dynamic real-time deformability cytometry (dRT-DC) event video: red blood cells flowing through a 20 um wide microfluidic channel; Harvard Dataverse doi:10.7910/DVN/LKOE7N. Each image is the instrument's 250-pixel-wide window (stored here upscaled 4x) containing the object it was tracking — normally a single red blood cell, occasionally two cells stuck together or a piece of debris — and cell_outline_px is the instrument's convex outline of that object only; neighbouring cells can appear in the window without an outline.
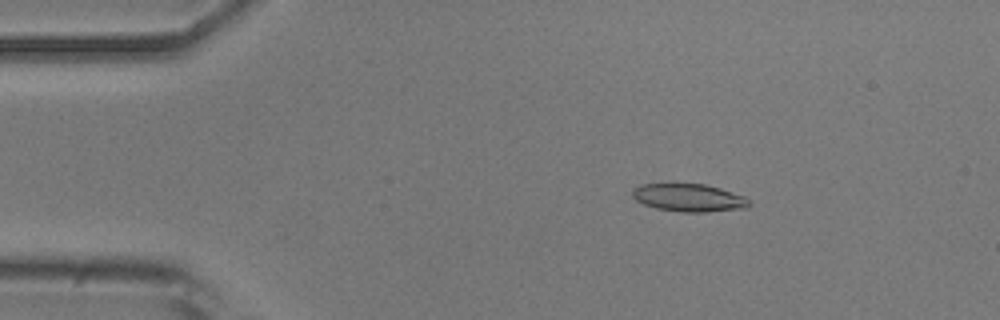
{"species": "common noctule bat (a hibernating species)", "species_latin": "Nyctalus noctula", "temperature_condition": "room temperature", "stored_images_in_passage": 46, "camera_frame_rate_fps": 3000, "um_per_image_px": 0.085, "animal": {"sex": "male", "body_mass_g": 20.5, "forearm_length_mm": 52.5}, "frame": {"image": 1, "passage_image": 2, "time_ms": 0.333, "image_size_px": [1000, 320], "cell_outline_px": [[752, 204], [748, 208], [708, 212], [684, 212], [656, 208], [644, 204], [636, 200], [632, 196], [632, 192], [640, 184], [704, 184], [720, 188], [744, 196], [752, 200]], "centroid_in_image_um": [58.62, 16.81], "position_along_channel_um": 26.4, "area_um2": 18.96}}
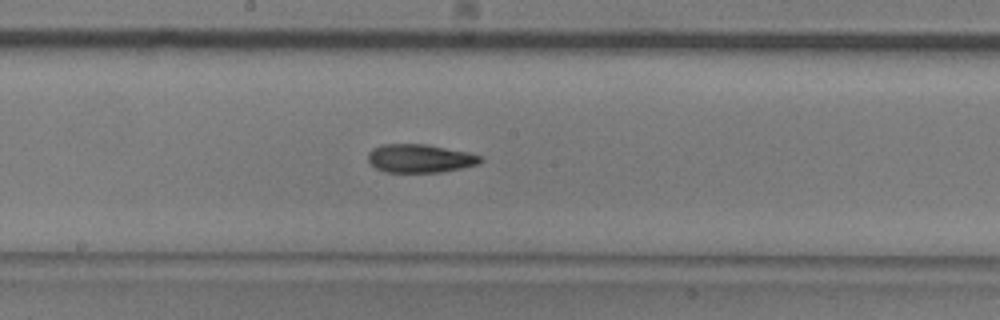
{"frame": {"image": 2, "passage_image": 21, "time_ms": 6.667, "image_size_px": [1000, 320], "cell_outline_px": [[484, 160], [476, 164], [460, 168], [440, 172], [384, 172], [376, 168], [368, 160], [368, 152], [372, 148], [384, 144], [424, 144], [468, 152], [484, 156]], "centroid_in_image_um": [35.69, 13.46], "position_along_channel_um": 212.5, "area_um2": 18.55}}
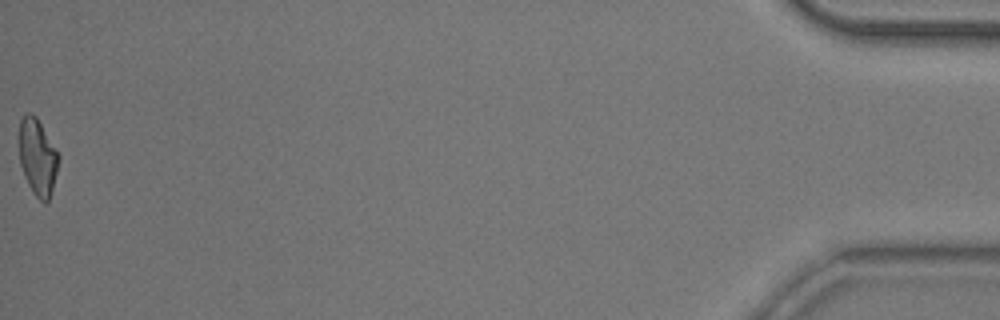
{"frame": {"image": 3, "passage_image": 46, "time_ms": 15.0, "image_size_px": [1000, 320], "cell_outline_px": [[60, 156], [52, 188], [48, 200], [44, 204], [32, 192], [24, 176], [20, 164], [20, 120], [24, 112], [32, 112], [36, 116]], "centroid_in_image_um": [3.18, 13.33], "position_along_channel_um": 432.0, "area_um2": 17.4}, "authors_computed_cell_mechanics": {"area_um2": 18.5249, "velocity_mm_per_s": 3.8499, "shape_relaxation_time_tau1_ms": 11.1465, "shape_relaxation_time_tau2_ms": 3.4487, "deformation_change_tau1": 0.2429, "deformation_change_tau2": 0.1062}}